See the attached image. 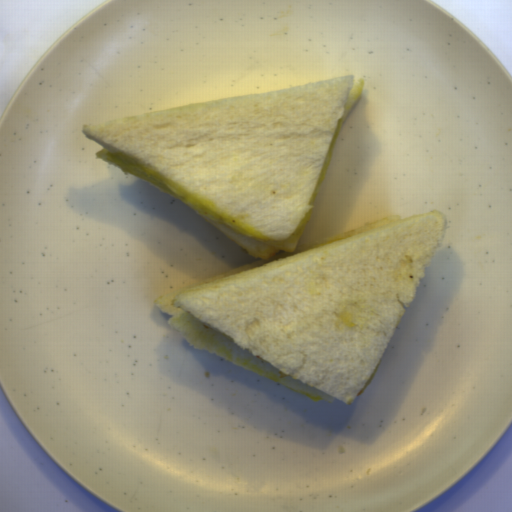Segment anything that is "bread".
<instances>
[{"label":"bread","mask_w":512,"mask_h":512,"mask_svg":"<svg viewBox=\"0 0 512 512\" xmlns=\"http://www.w3.org/2000/svg\"><path fill=\"white\" fill-rule=\"evenodd\" d=\"M362 79L347 76L84 126L108 163L181 200L255 263L154 303L190 347L312 401L353 405L445 232L382 218L297 246Z\"/></svg>","instance_id":"obj_1"}]
</instances>
